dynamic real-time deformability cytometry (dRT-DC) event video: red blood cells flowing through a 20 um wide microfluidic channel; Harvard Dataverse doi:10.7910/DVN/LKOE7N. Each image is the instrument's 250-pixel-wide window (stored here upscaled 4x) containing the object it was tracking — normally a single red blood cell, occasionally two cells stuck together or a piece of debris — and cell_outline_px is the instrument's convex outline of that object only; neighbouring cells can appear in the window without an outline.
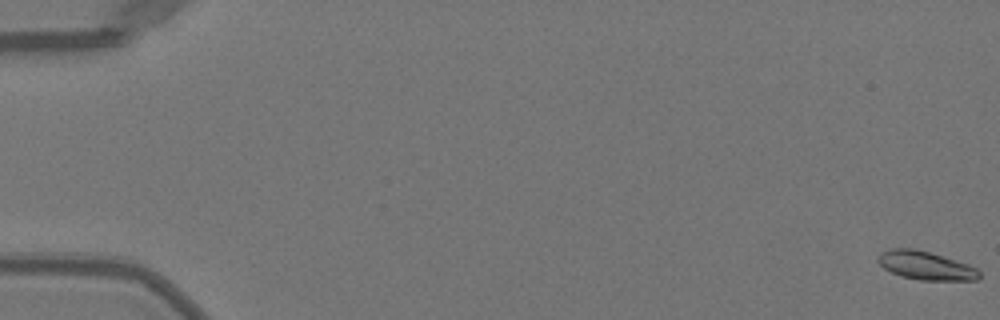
{"species": "Egyptian fruit bat (a non-hibernating species)", "species_latin": "Rousettus aegyptiacus", "temperature_condition": "warm", "stored_images_in_passage": 52, "camera_frame_rate_fps": 3000, "um_per_image_px": 0.085, "animal": {"sex": "female"}, "frame": {"image": 1, "passage_image": 1, "time_ms": 0.0, "image_size_px": [1000, 320], "cell_outline_px": [[980, 276], [976, 280], [920, 280], [900, 276], [884, 268], [876, 260], [880, 252], [892, 248], [916, 248], [968, 264], [976, 268], [980, 272]], "centroid_in_image_um": [78.66, 22.56], "position_along_channel_um": 6.3, "area_um2": 16.76}}
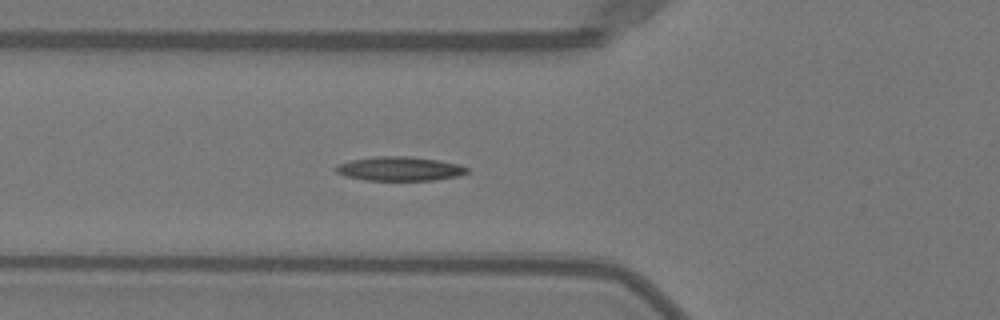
{"frame": {"image": 2, "passage_image": 20, "time_ms": 6.333, "image_size_px": [1000, 320], "cell_outline_px": [[468, 172], [460, 176], [436, 180], [364, 180], [344, 176], [336, 172], [336, 164], [352, 160], [376, 156], [408, 156], [436, 160], [460, 164], [468, 168]], "centroid_in_image_um": [33.98, 14.35], "position_along_channel_um": 91.8, "area_um2": 18.5}}
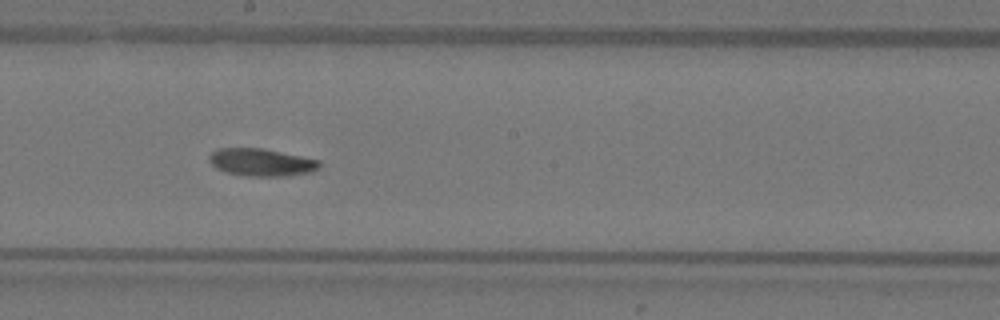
{"frame": {"image": 3, "passage_image": 30, "time_ms": 9.667, "image_size_px": [1000, 320], "cell_outline_px": [[320, 168], [312, 172], [284, 176], [244, 176], [224, 172], [216, 168], [208, 160], [208, 156], [216, 148], [264, 148], [320, 160]], "centroid_in_image_um": [22.2, 13.79], "position_along_channel_um": 226.0, "area_um2": 17.92}, "authors_computed_cell_mechanics": {"area_um2": 17.2822, "velocity_mm_per_s": 4.0073, "shape_relaxation_time_tau1_ms": 3.9662, "shape_relaxation_time_tau2_ms": null, "deformation_change_tau1": 0.1592, "deformation_change_tau2": null}}